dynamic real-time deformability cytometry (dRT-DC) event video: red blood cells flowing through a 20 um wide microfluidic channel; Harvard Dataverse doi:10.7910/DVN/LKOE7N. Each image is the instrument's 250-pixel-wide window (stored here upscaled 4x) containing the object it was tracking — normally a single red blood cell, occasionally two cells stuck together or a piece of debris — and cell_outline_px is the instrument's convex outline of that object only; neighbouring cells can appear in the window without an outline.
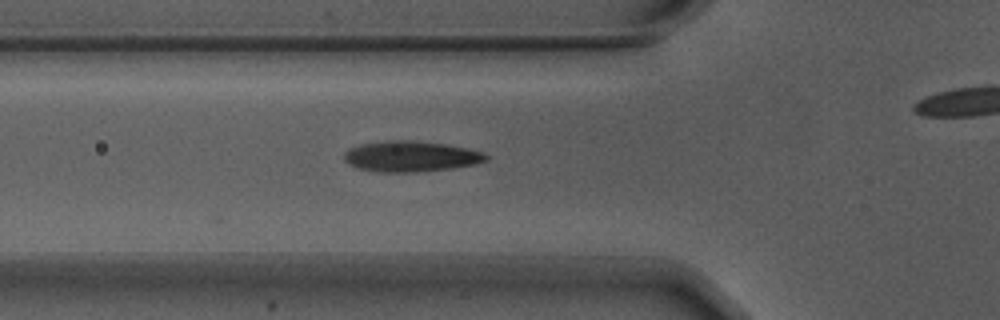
{"species": "Egyptian fruit bat (a non-hibernating species)", "species_latin": "Rousettus aegyptiacus", "temperature_condition": "warm", "stored_images_in_passage": 4, "camera_frame_rate_fps": 3000, "um_per_image_px": 0.085, "animal": {"sex": "male"}, "frame": {"image": 1, "passage_image": 4, "time_ms": 1.0, "image_size_px": [1000, 320], "cell_outline_px": [[488, 160], [476, 164], [452, 168], [416, 172], [380, 172], [356, 168], [348, 164], [344, 160], [344, 152], [348, 148], [360, 144], [392, 140], [412, 140], [448, 144], [468, 148], [484, 152], [488, 156]], "centroid_in_image_um": [34.92, 13.29], "position_along_channel_um": 90.9, "area_um2": 25.66}}